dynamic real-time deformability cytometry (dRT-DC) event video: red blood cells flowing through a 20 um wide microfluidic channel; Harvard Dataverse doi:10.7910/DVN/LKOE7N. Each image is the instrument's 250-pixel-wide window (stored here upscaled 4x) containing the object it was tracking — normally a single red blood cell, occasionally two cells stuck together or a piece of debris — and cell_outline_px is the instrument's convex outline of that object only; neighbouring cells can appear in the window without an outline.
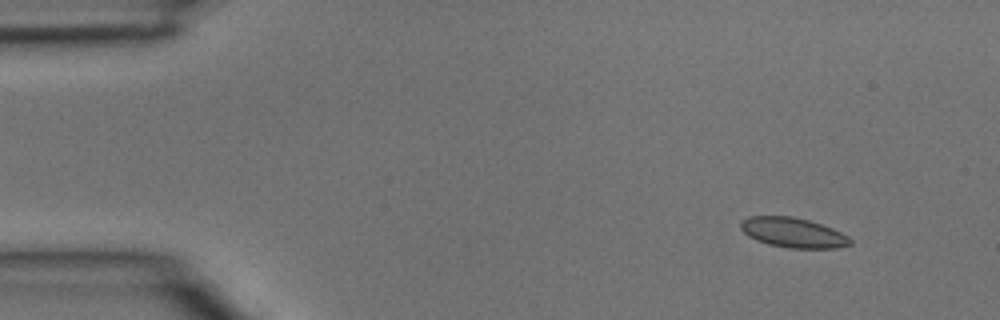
{"species": "common noctule bat (a hibernating species)", "species_latin": "Nyctalus noctula", "temperature_condition": "room temperature", "stored_images_in_passage": 3, "camera_frame_rate_fps": 3000, "um_per_image_px": 0.085, "animal": {"sex": "male", "body_mass_g": 15.6}, "frame": {"image": 1, "passage_image": 1, "time_ms": 0.0, "image_size_px": [1000, 320], "cell_outline_px": [[852, 244], [836, 248], [792, 248], [768, 244], [756, 240], [748, 236], [740, 228], [740, 220], [748, 216], [792, 216], [808, 220], [832, 228], [848, 236], [852, 240]], "centroid_in_image_um": [67.39, 19.77], "position_along_channel_um": 17.6, "area_um2": 19.07}}